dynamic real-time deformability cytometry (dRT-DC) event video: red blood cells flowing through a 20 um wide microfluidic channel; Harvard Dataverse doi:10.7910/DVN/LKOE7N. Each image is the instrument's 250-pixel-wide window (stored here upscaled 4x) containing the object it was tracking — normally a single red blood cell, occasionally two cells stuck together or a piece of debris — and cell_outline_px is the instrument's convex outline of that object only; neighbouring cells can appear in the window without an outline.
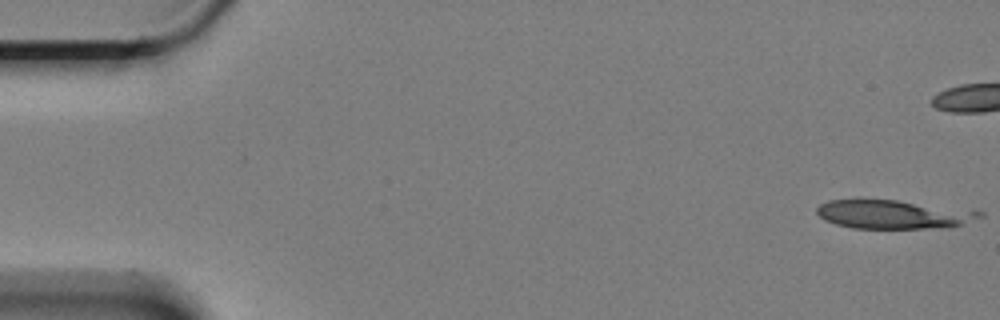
{"species": "Egyptian fruit bat (a non-hibernating species)", "species_latin": "Rousettus aegyptiacus", "temperature_condition": "cold", "stored_images_in_passage": 3, "camera_frame_rate_fps": 3000, "um_per_image_px": 0.085, "animal": {"sex": "female"}, "frame": {"image": 1, "passage_image": 1, "time_ms": 0.0, "image_size_px": [1000, 320], "cell_outline_px": [[984, 216], [960, 224], [924, 228], [852, 228], [836, 224], [824, 220], [816, 212], [816, 208], [820, 204], [828, 200], [860, 196], [896, 200], [984, 212]], "centroid_in_image_um": [75.74, 18.17], "position_along_channel_um": 9.3, "area_um2": 27.51}}